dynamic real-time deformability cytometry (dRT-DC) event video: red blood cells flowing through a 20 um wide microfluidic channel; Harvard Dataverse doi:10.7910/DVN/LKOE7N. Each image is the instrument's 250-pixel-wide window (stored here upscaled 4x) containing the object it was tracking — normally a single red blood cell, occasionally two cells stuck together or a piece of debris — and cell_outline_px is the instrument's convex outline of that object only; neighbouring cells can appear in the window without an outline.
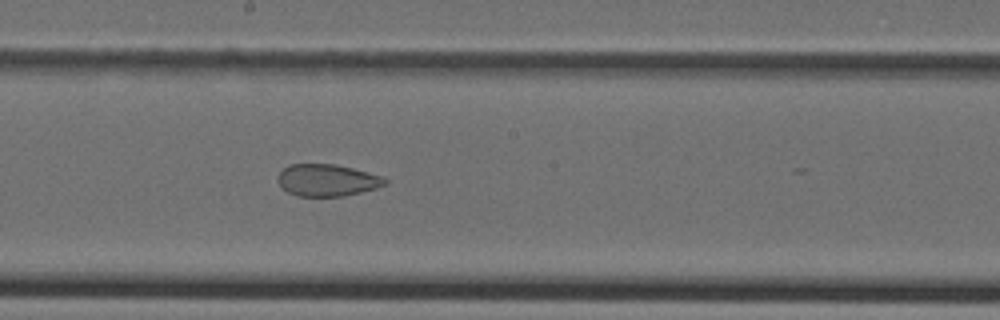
{"species": "Egyptian fruit bat (a non-hibernating species)", "species_latin": "Rousettus aegyptiacus", "temperature_condition": "cold", "stored_images_in_passage": 45, "camera_frame_rate_fps": 3000, "um_per_image_px": 0.085, "animal": {"sex": "female"}, "frame": {"image": 1, "passage_image": 25, "time_ms": 8.0, "image_size_px": [1000, 320], "cell_outline_px": [[388, 184], [376, 188], [344, 196], [296, 196], [288, 192], [276, 180], [276, 176], [288, 164], [336, 164], [384, 176], [388, 180]], "centroid_in_image_um": [27.82, 15.31], "position_along_channel_um": 220.4, "area_um2": 20.11}}
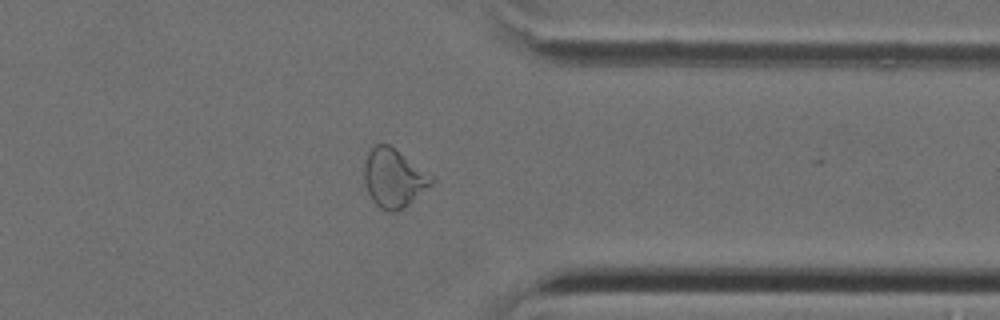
{"frame": {"image": 2, "passage_image": 36, "time_ms": 11.667, "image_size_px": [1000, 320], "cell_outline_px": [[436, 180], [432, 184], [404, 208], [396, 212], [388, 212], [380, 208], [372, 200], [368, 192], [364, 180], [364, 164], [368, 152], [376, 144], [388, 144], [432, 176]], "centroid_in_image_um": [33.45, 15.16], "position_along_channel_um": 378.0, "area_um2": 22.66}}
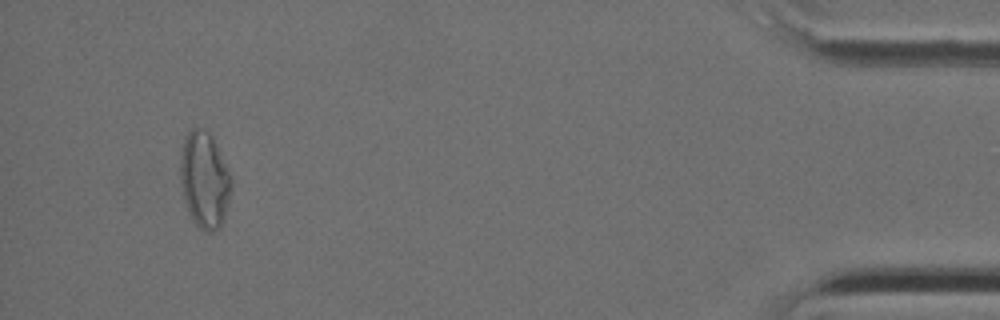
{"frame": {"image": 3, "passage_image": 43, "time_ms": 14.0, "image_size_px": [1000, 320], "cell_outline_px": [[232, 184], [228, 204], [224, 216], [220, 224], [212, 232], [204, 232], [196, 224], [188, 212], [184, 200], [180, 184], [180, 160], [184, 140], [188, 132], [192, 128], [200, 128], [208, 132], [232, 180]], "centroid_in_image_um": [17.34, 15.33], "position_along_channel_um": 417.9, "area_um2": 27.92}}